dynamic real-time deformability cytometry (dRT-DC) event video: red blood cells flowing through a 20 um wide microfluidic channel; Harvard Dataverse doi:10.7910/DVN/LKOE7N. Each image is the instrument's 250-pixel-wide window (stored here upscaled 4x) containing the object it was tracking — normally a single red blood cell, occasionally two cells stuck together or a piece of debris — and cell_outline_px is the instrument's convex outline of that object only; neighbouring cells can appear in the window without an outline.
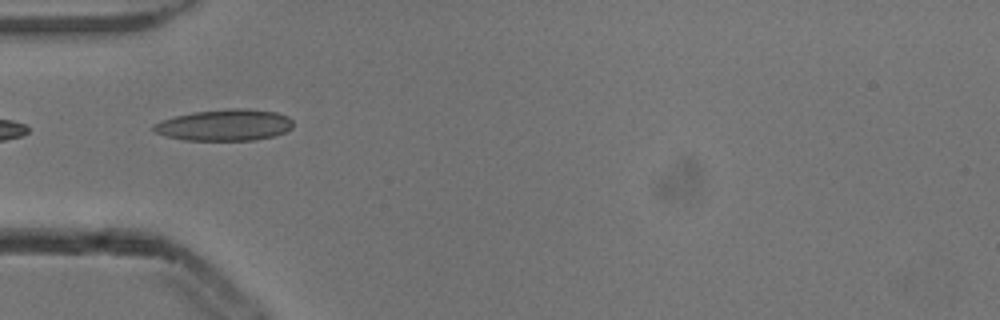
{"species": "common noctule bat (a hibernating species)", "species_latin": "Nyctalus noctula", "temperature_condition": "cold", "stored_images_in_passage": 4, "camera_frame_rate_fps": 3000, "um_per_image_px": 0.085, "animal": {"sex": "male", "body_mass_g": 13.3}, "frame": {"image": 1, "passage_image": 4, "time_ms": 1.0, "image_size_px": [1000, 320], "cell_outline_px": [[292, 128], [284, 132], [272, 136], [252, 140], [184, 140], [168, 136], [156, 132], [152, 128], [152, 124], [160, 120], [192, 112], [228, 108], [248, 108], [276, 112], [288, 116], [292, 120]], "centroid_in_image_um": [19.09, 10.61], "position_along_channel_um": 65.9, "area_um2": 25.55}}